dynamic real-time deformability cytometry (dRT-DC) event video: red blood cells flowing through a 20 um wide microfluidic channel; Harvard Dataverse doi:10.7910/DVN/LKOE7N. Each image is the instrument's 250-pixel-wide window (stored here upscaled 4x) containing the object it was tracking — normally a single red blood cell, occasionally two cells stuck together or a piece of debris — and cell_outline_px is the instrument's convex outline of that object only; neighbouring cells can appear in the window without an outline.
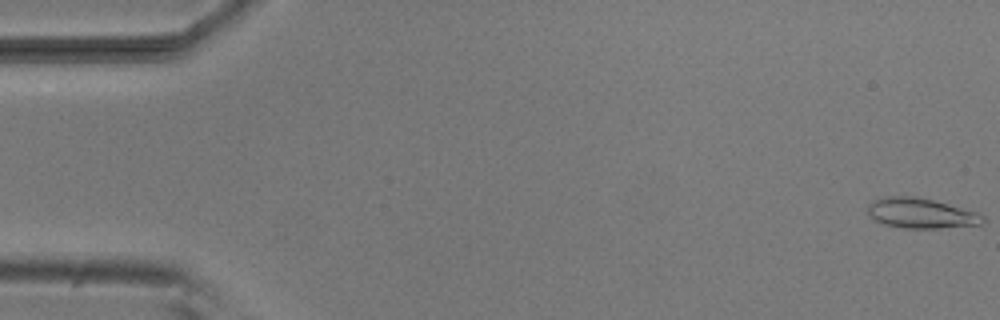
{"species": "common noctule bat (a hibernating species)", "species_latin": "Nyctalus noctula", "temperature_condition": "room temperature", "stored_images_in_passage": 53, "camera_frame_rate_fps": 3000, "um_per_image_px": 0.085, "animal": {"sex": "male", "body_mass_g": 20.5, "forearm_length_mm": 52.5}, "frame": {"image": 1, "passage_image": 1, "time_ms": 0.0, "image_size_px": [1000, 320], "cell_outline_px": [[984, 220], [980, 224], [940, 228], [904, 228], [884, 224], [868, 216], [868, 204], [872, 200], [888, 196], [916, 196], [980, 212], [984, 216]], "centroid_in_image_um": [78.27, 18.12], "position_along_channel_um": 6.7, "area_um2": 20.23}}
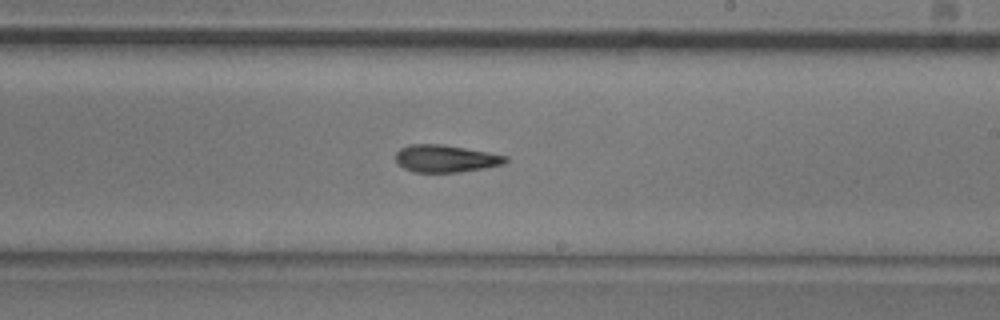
{"frame": {"image": 2, "passage_image": 31, "time_ms": 10.0, "image_size_px": [1000, 320], "cell_outline_px": [[508, 160], [504, 164], [484, 168], [460, 172], [412, 172], [404, 168], [396, 160], [396, 152], [400, 148], [408, 144], [444, 144], [488, 152], [508, 156]], "centroid_in_image_um": [37.88, 13.47], "position_along_channel_um": 251.1, "area_um2": 17.57}}
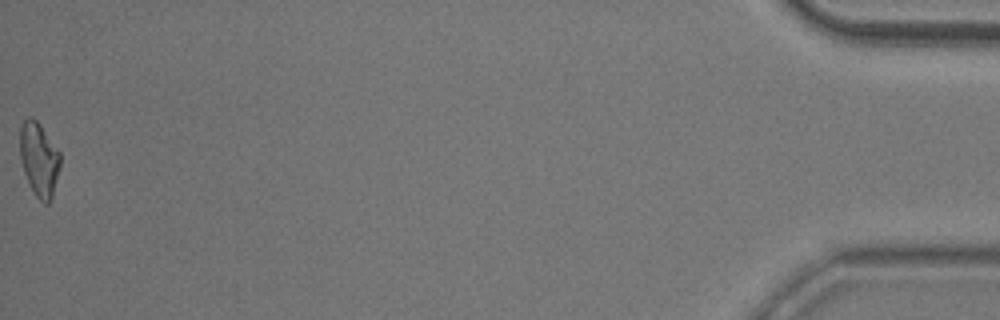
{"frame": {"image": 3, "passage_image": 53, "time_ms": 17.333, "image_size_px": [1000, 320], "cell_outline_px": [[60, 164], [52, 200], [48, 204], [44, 204], [36, 196], [24, 172], [20, 156], [20, 128], [24, 120], [28, 116], [32, 116], [40, 124], [60, 152]], "centroid_in_image_um": [3.33, 13.53], "position_along_channel_um": 431.9, "area_um2": 17.28}, "authors_computed_cell_mechanics": {"area_um2": 17.7446, "velocity_mm_per_s": 3.8443, "shape_relaxation_time_tau1_ms": 7.1437, "shape_relaxation_time_tau2_ms": 8.0029, "deformation_change_tau1": 0.1904, "deformation_change_tau2": 0.174}}